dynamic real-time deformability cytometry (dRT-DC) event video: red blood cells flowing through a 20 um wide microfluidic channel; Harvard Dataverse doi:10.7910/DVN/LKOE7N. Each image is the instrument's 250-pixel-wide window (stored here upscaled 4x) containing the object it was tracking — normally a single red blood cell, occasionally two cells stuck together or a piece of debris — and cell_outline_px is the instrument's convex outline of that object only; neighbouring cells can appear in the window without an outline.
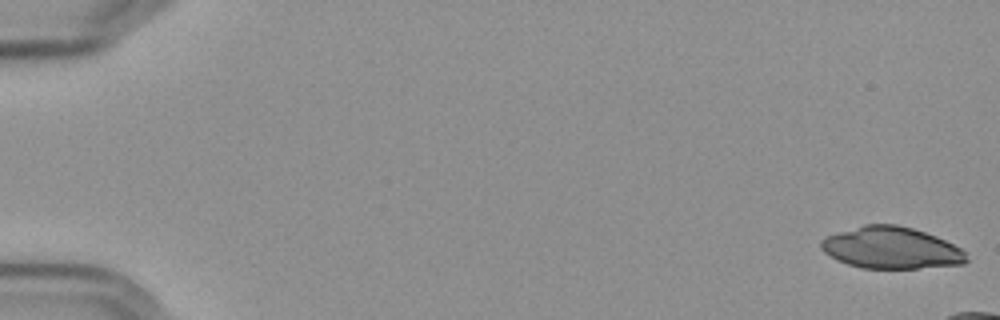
{"species": "Egyptian fruit bat (a non-hibernating species)", "species_latin": "Rousettus aegyptiacus", "temperature_condition": "cold", "stored_images_in_passage": 12, "camera_frame_rate_fps": 3000, "um_per_image_px": 0.085, "frame": {"image": 1, "passage_image": 1, "time_ms": 0.0, "image_size_px": [1000, 320], "cell_outline_px": [[968, 260], [964, 264], [916, 268], [860, 268], [836, 260], [824, 252], [820, 248], [820, 240], [824, 236], [864, 224], [896, 224], [912, 228], [936, 236], [960, 248], [964, 252]], "centroid_in_image_um": [75.7, 21.06], "position_along_channel_um": 9.3, "area_um2": 35.37}}